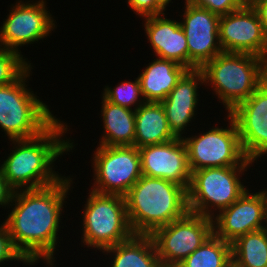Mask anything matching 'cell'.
<instances>
[{
    "mask_svg": "<svg viewBox=\"0 0 267 267\" xmlns=\"http://www.w3.org/2000/svg\"><path fill=\"white\" fill-rule=\"evenodd\" d=\"M72 181L63 177L47 187L14 191L4 223L13 247L29 265L40 259L54 265L60 218Z\"/></svg>",
    "mask_w": 267,
    "mask_h": 267,
    "instance_id": "obj_1",
    "label": "cell"
},
{
    "mask_svg": "<svg viewBox=\"0 0 267 267\" xmlns=\"http://www.w3.org/2000/svg\"><path fill=\"white\" fill-rule=\"evenodd\" d=\"M65 124L57 119L35 138L11 140L14 150L2 162L0 170L14 191L47 187L64 177L52 167L59 155L75 146L71 140L61 138L69 131Z\"/></svg>",
    "mask_w": 267,
    "mask_h": 267,
    "instance_id": "obj_2",
    "label": "cell"
},
{
    "mask_svg": "<svg viewBox=\"0 0 267 267\" xmlns=\"http://www.w3.org/2000/svg\"><path fill=\"white\" fill-rule=\"evenodd\" d=\"M124 197L135 235H151L189 212L187 189L162 178L142 175Z\"/></svg>",
    "mask_w": 267,
    "mask_h": 267,
    "instance_id": "obj_3",
    "label": "cell"
},
{
    "mask_svg": "<svg viewBox=\"0 0 267 267\" xmlns=\"http://www.w3.org/2000/svg\"><path fill=\"white\" fill-rule=\"evenodd\" d=\"M200 70L205 86L208 83L214 88L227 113L248 99L267 79V61L248 53L221 52Z\"/></svg>",
    "mask_w": 267,
    "mask_h": 267,
    "instance_id": "obj_4",
    "label": "cell"
},
{
    "mask_svg": "<svg viewBox=\"0 0 267 267\" xmlns=\"http://www.w3.org/2000/svg\"><path fill=\"white\" fill-rule=\"evenodd\" d=\"M31 66L13 83L0 86V128L9 140H25L39 136L58 118L48 105L27 89Z\"/></svg>",
    "mask_w": 267,
    "mask_h": 267,
    "instance_id": "obj_5",
    "label": "cell"
},
{
    "mask_svg": "<svg viewBox=\"0 0 267 267\" xmlns=\"http://www.w3.org/2000/svg\"><path fill=\"white\" fill-rule=\"evenodd\" d=\"M89 193L83 210L81 242L101 252L130 239L134 233L128 221L125 197L93 190Z\"/></svg>",
    "mask_w": 267,
    "mask_h": 267,
    "instance_id": "obj_6",
    "label": "cell"
},
{
    "mask_svg": "<svg viewBox=\"0 0 267 267\" xmlns=\"http://www.w3.org/2000/svg\"><path fill=\"white\" fill-rule=\"evenodd\" d=\"M247 168L214 167L193 171L187 190L189 212L213 218V211L229 207L248 189L240 180Z\"/></svg>",
    "mask_w": 267,
    "mask_h": 267,
    "instance_id": "obj_7",
    "label": "cell"
},
{
    "mask_svg": "<svg viewBox=\"0 0 267 267\" xmlns=\"http://www.w3.org/2000/svg\"><path fill=\"white\" fill-rule=\"evenodd\" d=\"M229 126L214 127L208 132L183 137L188 151V164L196 171L214 167H251L242 150L239 133L233 118L228 114Z\"/></svg>",
    "mask_w": 267,
    "mask_h": 267,
    "instance_id": "obj_8",
    "label": "cell"
},
{
    "mask_svg": "<svg viewBox=\"0 0 267 267\" xmlns=\"http://www.w3.org/2000/svg\"><path fill=\"white\" fill-rule=\"evenodd\" d=\"M213 219L188 212L150 236L163 267H176L213 234Z\"/></svg>",
    "mask_w": 267,
    "mask_h": 267,
    "instance_id": "obj_9",
    "label": "cell"
},
{
    "mask_svg": "<svg viewBox=\"0 0 267 267\" xmlns=\"http://www.w3.org/2000/svg\"><path fill=\"white\" fill-rule=\"evenodd\" d=\"M93 154L94 185L102 194L125 196L142 176L141 157L135 146L98 145Z\"/></svg>",
    "mask_w": 267,
    "mask_h": 267,
    "instance_id": "obj_10",
    "label": "cell"
},
{
    "mask_svg": "<svg viewBox=\"0 0 267 267\" xmlns=\"http://www.w3.org/2000/svg\"><path fill=\"white\" fill-rule=\"evenodd\" d=\"M19 0L0 27V47L21 54L19 46L33 44L49 36L56 27L45 0ZM48 10V11H47Z\"/></svg>",
    "mask_w": 267,
    "mask_h": 267,
    "instance_id": "obj_11",
    "label": "cell"
},
{
    "mask_svg": "<svg viewBox=\"0 0 267 267\" xmlns=\"http://www.w3.org/2000/svg\"><path fill=\"white\" fill-rule=\"evenodd\" d=\"M218 33L223 52L253 54L267 61V37L255 8L240 7L220 16Z\"/></svg>",
    "mask_w": 267,
    "mask_h": 267,
    "instance_id": "obj_12",
    "label": "cell"
},
{
    "mask_svg": "<svg viewBox=\"0 0 267 267\" xmlns=\"http://www.w3.org/2000/svg\"><path fill=\"white\" fill-rule=\"evenodd\" d=\"M218 213L212 218L213 232L229 243L267 227V199L263 191L250 193L246 189L234 203Z\"/></svg>",
    "mask_w": 267,
    "mask_h": 267,
    "instance_id": "obj_13",
    "label": "cell"
},
{
    "mask_svg": "<svg viewBox=\"0 0 267 267\" xmlns=\"http://www.w3.org/2000/svg\"><path fill=\"white\" fill-rule=\"evenodd\" d=\"M185 6L180 26L188 45L189 70L200 69L223 52L218 33L220 16L189 3H185Z\"/></svg>",
    "mask_w": 267,
    "mask_h": 267,
    "instance_id": "obj_14",
    "label": "cell"
},
{
    "mask_svg": "<svg viewBox=\"0 0 267 267\" xmlns=\"http://www.w3.org/2000/svg\"><path fill=\"white\" fill-rule=\"evenodd\" d=\"M139 153L142 175L169 180L188 190L192 173L183 138L141 147Z\"/></svg>",
    "mask_w": 267,
    "mask_h": 267,
    "instance_id": "obj_15",
    "label": "cell"
},
{
    "mask_svg": "<svg viewBox=\"0 0 267 267\" xmlns=\"http://www.w3.org/2000/svg\"><path fill=\"white\" fill-rule=\"evenodd\" d=\"M204 83L200 69L188 70L161 104L165 110L170 131L176 138H183L187 125L192 121L197 109L198 85Z\"/></svg>",
    "mask_w": 267,
    "mask_h": 267,
    "instance_id": "obj_16",
    "label": "cell"
},
{
    "mask_svg": "<svg viewBox=\"0 0 267 267\" xmlns=\"http://www.w3.org/2000/svg\"><path fill=\"white\" fill-rule=\"evenodd\" d=\"M163 14L145 17L144 31L157 58L171 60L189 70V51L180 22Z\"/></svg>",
    "mask_w": 267,
    "mask_h": 267,
    "instance_id": "obj_17",
    "label": "cell"
},
{
    "mask_svg": "<svg viewBox=\"0 0 267 267\" xmlns=\"http://www.w3.org/2000/svg\"><path fill=\"white\" fill-rule=\"evenodd\" d=\"M187 71L186 67L174 61L154 59L138 76L143 99L146 102L165 100Z\"/></svg>",
    "mask_w": 267,
    "mask_h": 267,
    "instance_id": "obj_18",
    "label": "cell"
},
{
    "mask_svg": "<svg viewBox=\"0 0 267 267\" xmlns=\"http://www.w3.org/2000/svg\"><path fill=\"white\" fill-rule=\"evenodd\" d=\"M175 138L168 126L161 102H144L135 110V147L139 149Z\"/></svg>",
    "mask_w": 267,
    "mask_h": 267,
    "instance_id": "obj_19",
    "label": "cell"
},
{
    "mask_svg": "<svg viewBox=\"0 0 267 267\" xmlns=\"http://www.w3.org/2000/svg\"><path fill=\"white\" fill-rule=\"evenodd\" d=\"M103 146H134L135 110L112 104L102 97Z\"/></svg>",
    "mask_w": 267,
    "mask_h": 267,
    "instance_id": "obj_20",
    "label": "cell"
},
{
    "mask_svg": "<svg viewBox=\"0 0 267 267\" xmlns=\"http://www.w3.org/2000/svg\"><path fill=\"white\" fill-rule=\"evenodd\" d=\"M102 253L114 254L110 267H163L150 235L134 234L127 241L106 248Z\"/></svg>",
    "mask_w": 267,
    "mask_h": 267,
    "instance_id": "obj_21",
    "label": "cell"
},
{
    "mask_svg": "<svg viewBox=\"0 0 267 267\" xmlns=\"http://www.w3.org/2000/svg\"><path fill=\"white\" fill-rule=\"evenodd\" d=\"M246 158L252 162L265 154V129L267 112L230 111Z\"/></svg>",
    "mask_w": 267,
    "mask_h": 267,
    "instance_id": "obj_22",
    "label": "cell"
},
{
    "mask_svg": "<svg viewBox=\"0 0 267 267\" xmlns=\"http://www.w3.org/2000/svg\"><path fill=\"white\" fill-rule=\"evenodd\" d=\"M232 246V267H267V227L238 237Z\"/></svg>",
    "mask_w": 267,
    "mask_h": 267,
    "instance_id": "obj_23",
    "label": "cell"
},
{
    "mask_svg": "<svg viewBox=\"0 0 267 267\" xmlns=\"http://www.w3.org/2000/svg\"><path fill=\"white\" fill-rule=\"evenodd\" d=\"M176 267H232L231 243L213 233Z\"/></svg>",
    "mask_w": 267,
    "mask_h": 267,
    "instance_id": "obj_24",
    "label": "cell"
},
{
    "mask_svg": "<svg viewBox=\"0 0 267 267\" xmlns=\"http://www.w3.org/2000/svg\"><path fill=\"white\" fill-rule=\"evenodd\" d=\"M135 79L134 82H121L114 88L105 86L102 97L112 104L129 109L135 106L133 109L136 110L146 101L142 99L143 95L138 77Z\"/></svg>",
    "mask_w": 267,
    "mask_h": 267,
    "instance_id": "obj_25",
    "label": "cell"
},
{
    "mask_svg": "<svg viewBox=\"0 0 267 267\" xmlns=\"http://www.w3.org/2000/svg\"><path fill=\"white\" fill-rule=\"evenodd\" d=\"M22 54L0 47V86L15 82L30 66Z\"/></svg>",
    "mask_w": 267,
    "mask_h": 267,
    "instance_id": "obj_26",
    "label": "cell"
},
{
    "mask_svg": "<svg viewBox=\"0 0 267 267\" xmlns=\"http://www.w3.org/2000/svg\"><path fill=\"white\" fill-rule=\"evenodd\" d=\"M231 111L267 112V79L248 99L236 105Z\"/></svg>",
    "mask_w": 267,
    "mask_h": 267,
    "instance_id": "obj_27",
    "label": "cell"
},
{
    "mask_svg": "<svg viewBox=\"0 0 267 267\" xmlns=\"http://www.w3.org/2000/svg\"><path fill=\"white\" fill-rule=\"evenodd\" d=\"M185 3L206 8L218 16L229 14L241 7L238 0H185Z\"/></svg>",
    "mask_w": 267,
    "mask_h": 267,
    "instance_id": "obj_28",
    "label": "cell"
},
{
    "mask_svg": "<svg viewBox=\"0 0 267 267\" xmlns=\"http://www.w3.org/2000/svg\"><path fill=\"white\" fill-rule=\"evenodd\" d=\"M9 260L22 261L24 264L29 265L13 247L7 227L3 222L0 225V263Z\"/></svg>",
    "mask_w": 267,
    "mask_h": 267,
    "instance_id": "obj_29",
    "label": "cell"
},
{
    "mask_svg": "<svg viewBox=\"0 0 267 267\" xmlns=\"http://www.w3.org/2000/svg\"><path fill=\"white\" fill-rule=\"evenodd\" d=\"M129 7L142 18L160 15L164 13V9L156 0H127Z\"/></svg>",
    "mask_w": 267,
    "mask_h": 267,
    "instance_id": "obj_30",
    "label": "cell"
},
{
    "mask_svg": "<svg viewBox=\"0 0 267 267\" xmlns=\"http://www.w3.org/2000/svg\"><path fill=\"white\" fill-rule=\"evenodd\" d=\"M14 194V190L9 186L0 170V207L9 206Z\"/></svg>",
    "mask_w": 267,
    "mask_h": 267,
    "instance_id": "obj_31",
    "label": "cell"
},
{
    "mask_svg": "<svg viewBox=\"0 0 267 267\" xmlns=\"http://www.w3.org/2000/svg\"><path fill=\"white\" fill-rule=\"evenodd\" d=\"M255 10L257 11L264 33L267 37V0L260 2L256 7Z\"/></svg>",
    "mask_w": 267,
    "mask_h": 267,
    "instance_id": "obj_32",
    "label": "cell"
},
{
    "mask_svg": "<svg viewBox=\"0 0 267 267\" xmlns=\"http://www.w3.org/2000/svg\"><path fill=\"white\" fill-rule=\"evenodd\" d=\"M241 7L255 8L260 2L264 0H238Z\"/></svg>",
    "mask_w": 267,
    "mask_h": 267,
    "instance_id": "obj_33",
    "label": "cell"
},
{
    "mask_svg": "<svg viewBox=\"0 0 267 267\" xmlns=\"http://www.w3.org/2000/svg\"><path fill=\"white\" fill-rule=\"evenodd\" d=\"M157 3L166 11V6H168L169 2L172 0H156Z\"/></svg>",
    "mask_w": 267,
    "mask_h": 267,
    "instance_id": "obj_34",
    "label": "cell"
},
{
    "mask_svg": "<svg viewBox=\"0 0 267 267\" xmlns=\"http://www.w3.org/2000/svg\"><path fill=\"white\" fill-rule=\"evenodd\" d=\"M265 154H267V121H266V129H265Z\"/></svg>",
    "mask_w": 267,
    "mask_h": 267,
    "instance_id": "obj_35",
    "label": "cell"
},
{
    "mask_svg": "<svg viewBox=\"0 0 267 267\" xmlns=\"http://www.w3.org/2000/svg\"><path fill=\"white\" fill-rule=\"evenodd\" d=\"M263 190V192H264V194H265V196H266V199H267V189H262Z\"/></svg>",
    "mask_w": 267,
    "mask_h": 267,
    "instance_id": "obj_36",
    "label": "cell"
}]
</instances>
